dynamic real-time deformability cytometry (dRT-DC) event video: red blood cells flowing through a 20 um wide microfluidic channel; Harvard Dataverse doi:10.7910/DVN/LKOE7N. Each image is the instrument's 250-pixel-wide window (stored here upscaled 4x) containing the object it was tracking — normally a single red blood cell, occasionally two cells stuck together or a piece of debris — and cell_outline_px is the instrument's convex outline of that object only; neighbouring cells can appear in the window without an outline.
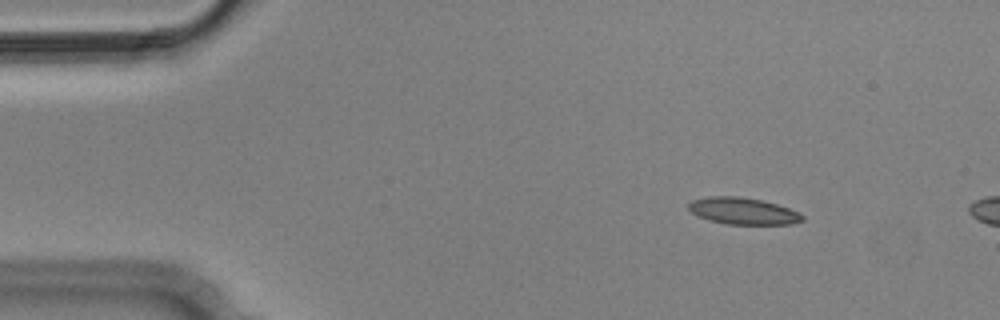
{"species": "Egyptian fruit bat (a non-hibernating species)", "species_latin": "Rousettus aegyptiacus", "temperature_condition": "cold", "stored_images_in_passage": 8, "camera_frame_rate_fps": 3000, "um_per_image_px": 0.085, "animal": {"sex": "male"}, "frame": {"image": 1, "passage_image": 1, "time_ms": 0.0, "image_size_px": [1000, 320], "cell_outline_px": [[804, 220], [792, 224], [728, 224], [708, 220], [696, 216], [688, 208], [688, 204], [692, 200], [708, 196], [740, 196], [760, 200], [776, 204], [788, 208], [804, 216]], "centroid_in_image_um": [63.11, 17.93], "position_along_channel_um": 21.9, "area_um2": 17.69}}
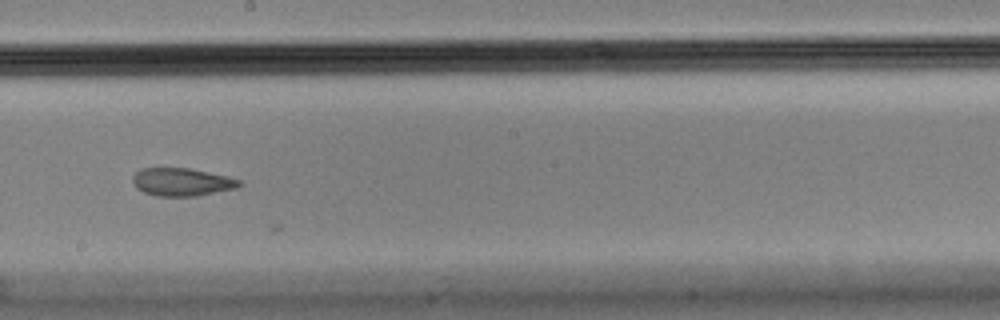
{"frame": {"image": 2, "passage_image": 8, "time_ms": 2.333, "image_size_px": [1000, 320], "cell_outline_px": [[240, 184], [236, 188], [196, 196], [156, 196], [144, 192], [136, 188], [132, 180], [132, 176], [140, 168], [188, 168], [228, 176], [240, 180]], "centroid_in_image_um": [15.42, 15.47], "position_along_channel_um": 232.8, "area_um2": 17.28}}